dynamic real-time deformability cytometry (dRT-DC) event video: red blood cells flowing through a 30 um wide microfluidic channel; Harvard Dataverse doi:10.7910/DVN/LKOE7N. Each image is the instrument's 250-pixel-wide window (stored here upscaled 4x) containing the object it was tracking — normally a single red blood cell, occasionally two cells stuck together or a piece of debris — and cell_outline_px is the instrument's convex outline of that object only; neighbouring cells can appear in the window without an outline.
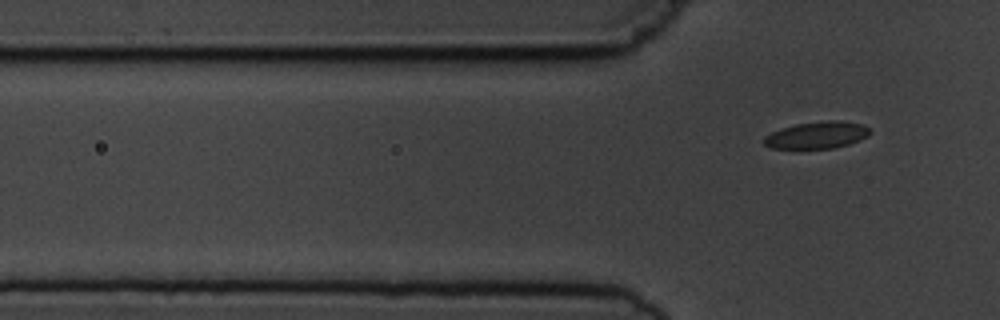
{"species": "common noctule bat (a hibernating species)", "species_latin": "Nyctalus noctula", "temperature_condition": "cold", "stored_images_in_passage": 6, "camera_frame_rate_fps": 3000, "um_per_image_px": 0.085, "animal": {"sex": "male", "body_mass_g": 19.5, "forearm_length_mm": 54.6}, "frame": {"image": 1, "passage_image": 6, "time_ms": 6.667, "image_size_px": [1000, 320], "cell_outline_px": [[872, 132], [868, 136], [860, 140], [848, 144], [832, 148], [772, 148], [764, 144], [764, 136], [780, 128], [796, 124], [828, 120], [840, 120], [864, 124]], "centroid_in_image_um": [69.47, 11.47], "position_along_channel_um": 56.3, "area_um2": 16.65}}